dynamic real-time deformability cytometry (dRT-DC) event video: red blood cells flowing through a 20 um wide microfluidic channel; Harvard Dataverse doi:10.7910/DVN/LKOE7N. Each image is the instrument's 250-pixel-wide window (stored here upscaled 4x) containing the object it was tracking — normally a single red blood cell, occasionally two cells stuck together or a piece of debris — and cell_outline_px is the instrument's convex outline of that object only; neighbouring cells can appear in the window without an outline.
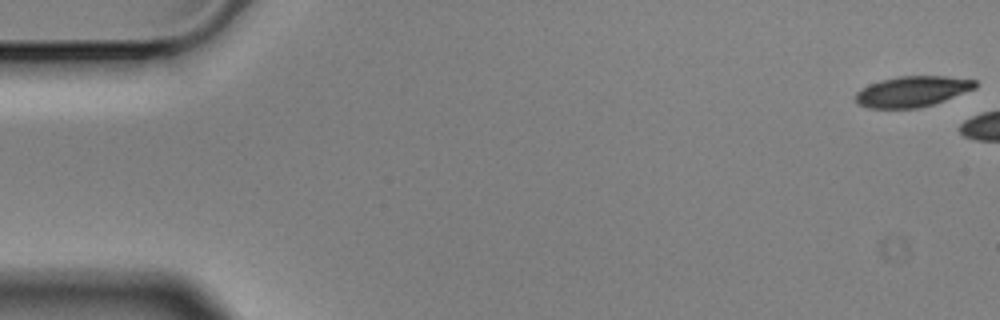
{"species": "Egyptian fruit bat (a non-hibernating species)", "species_latin": "Rousettus aegyptiacus", "temperature_condition": "cold", "stored_images_in_passage": 3, "camera_frame_rate_fps": 3000, "um_per_image_px": 0.085, "animal": {"sex": "male"}, "frame": {"image": 1, "passage_image": 1, "time_ms": 0.0, "image_size_px": [1000, 320], "cell_outline_px": [[976, 88], [944, 100], [920, 108], [868, 108], [856, 104], [856, 92], [860, 88], [880, 80], [900, 76], [944, 76], [976, 80]], "centroid_in_image_um": [77.5, 7.77], "position_along_channel_um": 7.5, "area_um2": 21.33}}